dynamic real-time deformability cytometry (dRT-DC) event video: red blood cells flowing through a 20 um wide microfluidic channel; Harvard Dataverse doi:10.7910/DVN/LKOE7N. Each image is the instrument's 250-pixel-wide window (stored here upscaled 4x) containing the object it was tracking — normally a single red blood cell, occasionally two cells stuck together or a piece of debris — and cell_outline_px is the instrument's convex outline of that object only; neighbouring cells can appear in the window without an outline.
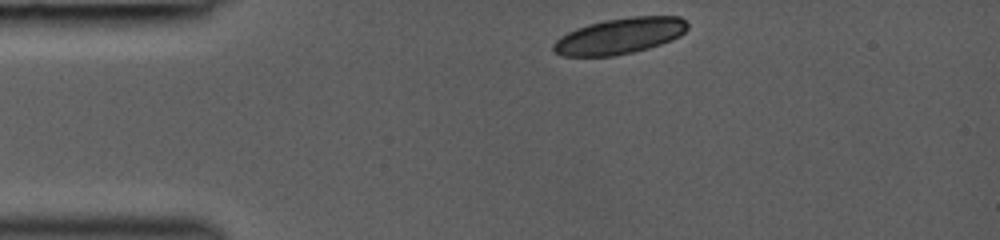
{"species": "common noctule bat (a hibernating species)", "species_latin": "Nyctalus noctula", "temperature_condition": "room temperature", "stored_images_in_passage": 8, "camera_frame_rate_fps": 3000, "um_per_image_px": 0.085, "animal": {"sex": "female", "body_mass_g": 19.0, "forearm_length_mm": 53.3}, "frame": {"image": 1, "passage_image": 1, "time_ms": 0.0, "image_size_px": [1000, 240], "cell_outline_px": [[688, 28], [680, 36], [672, 40], [648, 48], [632, 52], [612, 56], [560, 56], [552, 52], [552, 44], [560, 36], [576, 28], [588, 24], [604, 20], [632, 16], [680, 16], [688, 24]], "centroid_in_image_um": [52.65, 3.06], "position_along_channel_um": 32.4, "area_um2": 28.26}}